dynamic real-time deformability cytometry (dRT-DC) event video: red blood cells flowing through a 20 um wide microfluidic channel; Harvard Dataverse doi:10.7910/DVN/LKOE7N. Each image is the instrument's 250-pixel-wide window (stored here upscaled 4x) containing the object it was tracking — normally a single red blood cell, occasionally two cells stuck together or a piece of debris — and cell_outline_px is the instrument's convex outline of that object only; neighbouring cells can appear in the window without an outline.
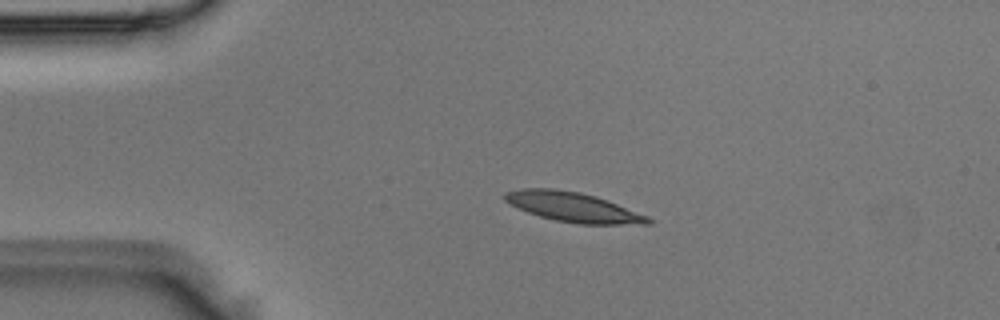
{"species": "Egyptian fruit bat (a non-hibernating species)", "species_latin": "Rousettus aegyptiacus", "temperature_condition": "room temperature", "stored_images_in_passage": 3, "camera_frame_rate_fps": 3000, "um_per_image_px": 0.085, "animal": {"sex": "male"}, "frame": {"image": 1, "passage_image": 2, "time_ms": 0.333, "image_size_px": [1000, 320], "cell_outline_px": [[652, 224], [580, 224], [556, 220], [540, 216], [528, 212], [508, 204], [504, 200], [504, 192], [524, 188], [552, 188], [580, 192], [596, 196], [608, 200], [648, 216], [652, 220]], "centroid_in_image_um": [48.71, 17.59], "position_along_channel_um": 36.3, "area_um2": 24.74}}